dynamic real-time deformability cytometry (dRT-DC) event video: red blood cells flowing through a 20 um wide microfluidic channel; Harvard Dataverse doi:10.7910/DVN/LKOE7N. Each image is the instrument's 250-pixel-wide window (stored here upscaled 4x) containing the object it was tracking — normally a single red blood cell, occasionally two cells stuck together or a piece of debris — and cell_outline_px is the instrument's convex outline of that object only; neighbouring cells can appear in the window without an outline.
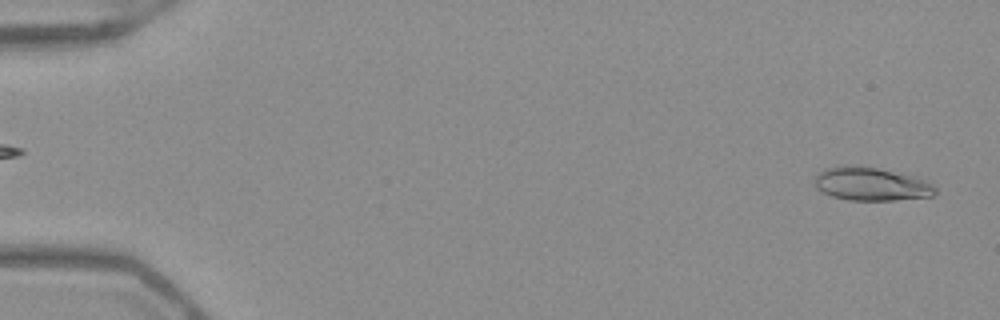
{"species": "Egyptian fruit bat (a non-hibernating species)", "species_latin": "Rousettus aegyptiacus", "temperature_condition": "warm", "stored_images_in_passage": 52, "camera_frame_rate_fps": 3000, "um_per_image_px": 0.085, "frame": {"image": 1, "passage_image": 2, "time_ms": 0.333, "image_size_px": [1000, 320], "cell_outline_px": [[936, 192], [932, 196], [896, 200], [848, 200], [832, 196], [816, 188], [816, 176], [820, 172], [828, 168], [840, 164], [876, 168], [924, 180], [932, 184], [936, 188]], "centroid_in_image_um": [74.03, 15.65], "position_along_channel_um": 11.0, "area_um2": 22.89}}
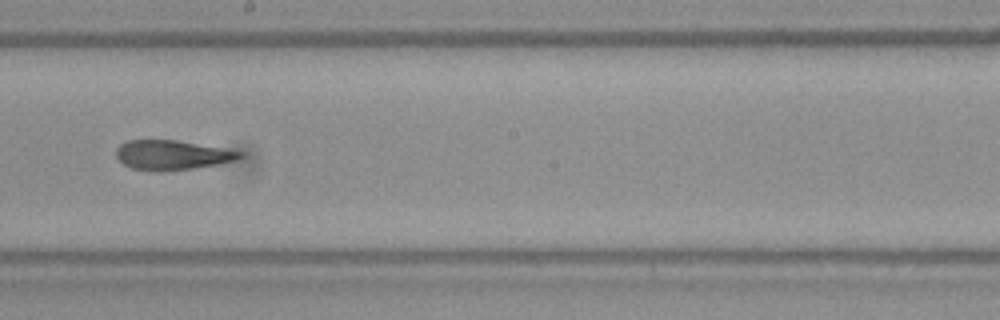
{"frame": {"image": 2, "passage_image": 30, "time_ms": 9.667, "image_size_px": [1000, 320], "cell_outline_px": [[244, 156], [236, 160], [216, 164], [192, 168], [160, 172], [156, 172], [132, 168], [124, 164], [116, 156], [116, 148], [120, 144], [128, 140], [176, 140], [244, 152]], "centroid_in_image_um": [14.6, 13.18], "position_along_channel_um": 233.6, "area_um2": 21.21}}
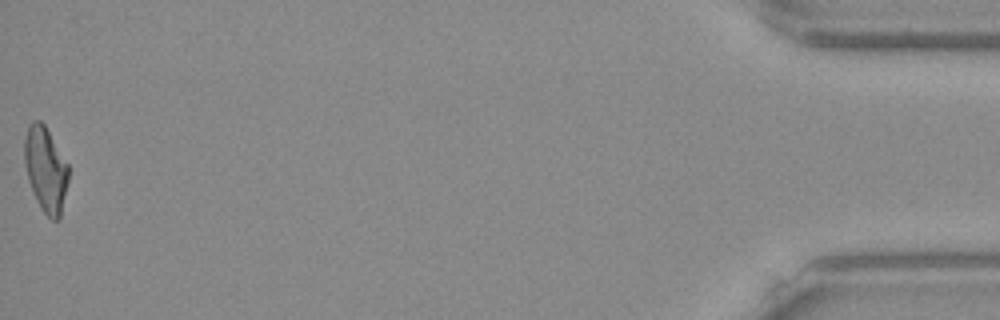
{"frame": {"image": 3, "passage_image": 52, "time_ms": 17.0, "image_size_px": [1000, 320], "cell_outline_px": [[68, 180], [60, 216], [56, 220], [52, 220], [40, 208], [36, 200], [28, 180], [24, 164], [24, 140], [28, 128], [32, 120], [40, 120], [44, 124], [68, 164]], "centroid_in_image_um": [3.86, 14.39], "position_along_channel_um": 431.3, "area_um2": 21.62}, "authors_computed_cell_mechanics": {"area_um2": 22.1085, "velocity_mm_per_s": 3.9535, "shape_relaxation_time_tau1_ms": null, "shape_relaxation_time_tau2_ms": 2.3868, "deformation_change_tau1": null, "deformation_change_tau2": 0.102}}